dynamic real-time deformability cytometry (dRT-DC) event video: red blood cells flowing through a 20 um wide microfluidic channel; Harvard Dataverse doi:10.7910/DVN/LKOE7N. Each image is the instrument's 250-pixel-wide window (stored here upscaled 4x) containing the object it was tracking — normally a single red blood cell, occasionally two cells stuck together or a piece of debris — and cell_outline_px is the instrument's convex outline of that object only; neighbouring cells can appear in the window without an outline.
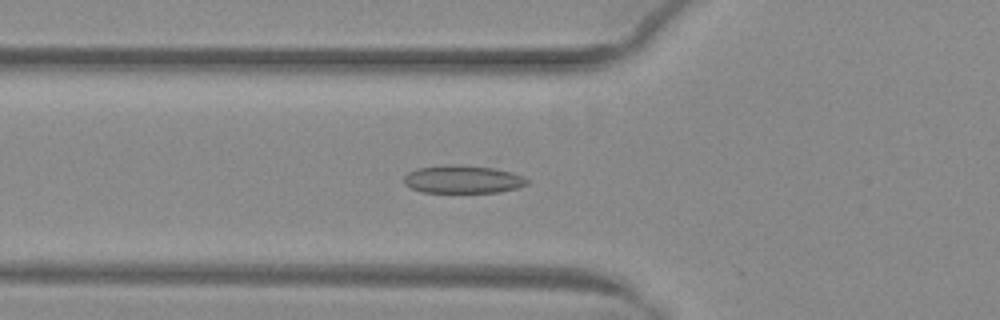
{"species": "common noctule bat (a hibernating species)", "species_latin": "Nyctalus noctula", "temperature_condition": "warm", "stored_images_in_passage": 30, "camera_frame_rate_fps": 3000, "um_per_image_px": 0.085, "animal": {"sex": "female", "body_mass_g": 29.2, "forearm_length_mm": 56.3}, "frame": {"image": 1, "passage_image": 19, "time_ms": 6.0, "image_size_px": [1000, 320], "cell_outline_px": [[528, 184], [516, 188], [500, 192], [424, 192], [412, 188], [404, 184], [404, 176], [408, 172], [416, 168], [444, 164], [456, 164], [492, 168], [512, 172], [524, 176], [528, 180]], "centroid_in_image_um": [39.33, 15.23], "position_along_channel_um": 86.5, "area_um2": 20.11}}
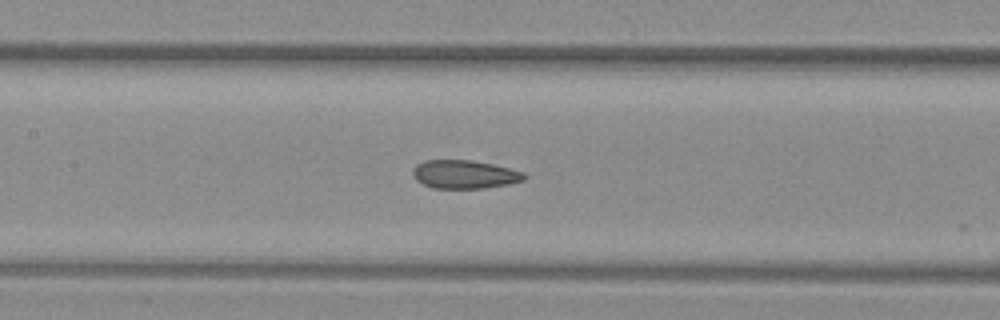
{"frame": {"image": 2, "passage_image": 25, "time_ms": 8.0, "image_size_px": [1000, 320], "cell_outline_px": [[528, 176], [524, 180], [508, 184], [484, 188], [432, 188], [416, 180], [412, 176], [412, 172], [416, 164], [424, 160], [472, 160], [492, 164], [524, 172]], "centroid_in_image_um": [39.47, 14.82], "position_along_channel_um": 167.9, "area_um2": 18.5}}
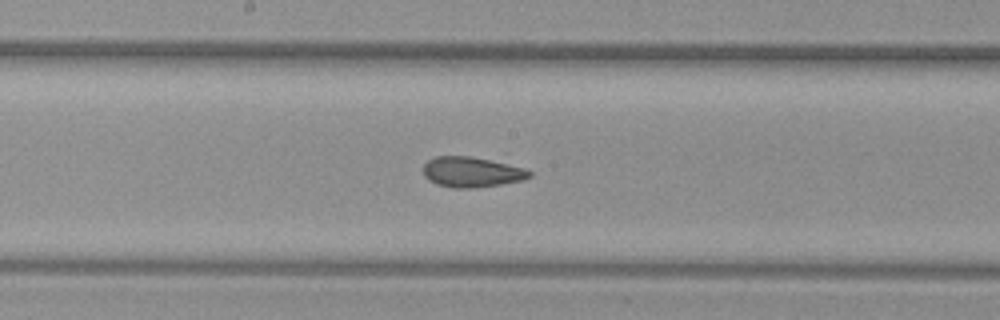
{"frame": {"image": 3, "passage_image": 28, "time_ms": 9.0, "image_size_px": [1000, 320], "cell_outline_px": [[532, 176], [524, 180], [500, 184], [472, 188], [452, 188], [436, 184], [428, 180], [424, 176], [424, 164], [428, 160], [436, 156], [468, 156], [488, 160], [524, 168], [532, 172]], "centroid_in_image_um": [40.07, 14.63], "position_along_channel_um": 208.1, "area_um2": 18.61}}